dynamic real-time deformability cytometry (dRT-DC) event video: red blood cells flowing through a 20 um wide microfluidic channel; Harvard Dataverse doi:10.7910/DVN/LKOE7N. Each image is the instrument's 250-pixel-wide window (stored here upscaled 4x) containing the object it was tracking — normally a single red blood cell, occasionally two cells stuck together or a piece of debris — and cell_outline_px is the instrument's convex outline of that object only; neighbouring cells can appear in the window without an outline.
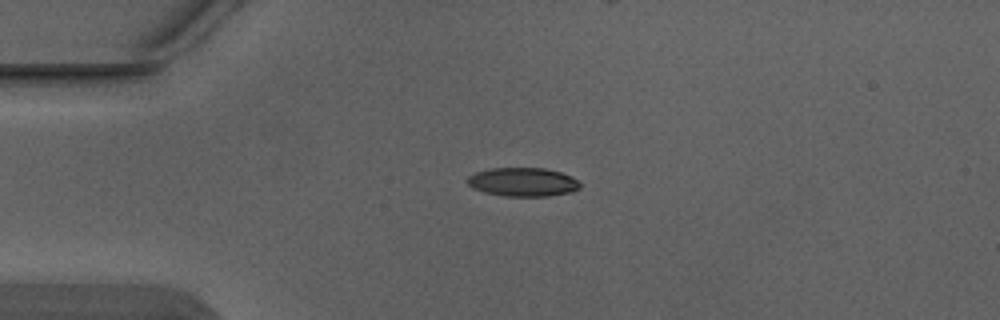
{"species": "Egyptian fruit bat (a non-hibernating species)", "species_latin": "Rousettus aegyptiacus", "temperature_condition": "warm", "stored_images_in_passage": 4, "camera_frame_rate_fps": 3000, "um_per_image_px": 0.085, "animal": {"sex": "male"}, "frame": {"image": 1, "passage_image": 3, "time_ms": 0.667, "image_size_px": [1000, 320], "cell_outline_px": [[580, 188], [572, 192], [548, 196], [504, 196], [484, 192], [472, 188], [464, 180], [468, 176], [476, 172], [492, 168], [544, 168], [560, 172], [572, 176], [580, 184]], "centroid_in_image_um": [44.42, 15.47], "position_along_channel_um": 40.6, "area_um2": 18.96}}